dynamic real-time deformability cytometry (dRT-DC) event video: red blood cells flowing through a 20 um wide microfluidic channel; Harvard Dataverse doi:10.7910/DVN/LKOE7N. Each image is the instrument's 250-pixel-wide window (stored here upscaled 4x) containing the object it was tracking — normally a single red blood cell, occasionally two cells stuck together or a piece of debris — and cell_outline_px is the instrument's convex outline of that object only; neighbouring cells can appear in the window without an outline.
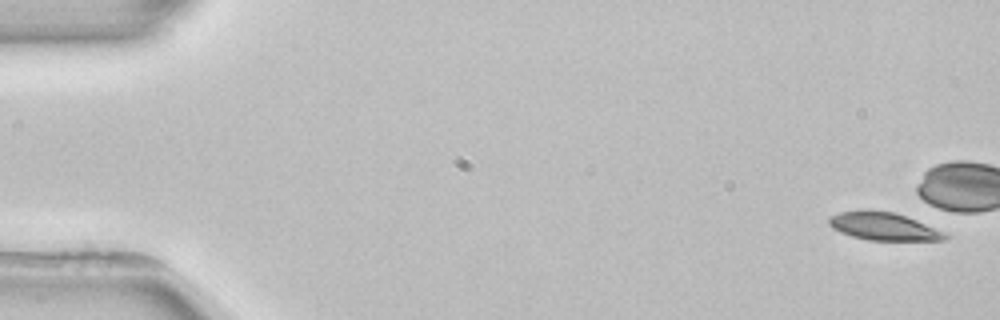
{"species": "common noctule bat (a hibernating species)", "species_latin": "Nyctalus noctula", "temperature_condition": "room temperature", "stored_images_in_passage": 5, "segment_of_instrument_passage": [1, 2], "camera_frame_rate_fps": 3000, "um_per_image_px": 0.085, "animal": {"sex": "female", "body_mass_g": 22.7, "forearm_length_mm": 54.2}, "frame": {"image": 1, "passage_image": 1, "time_ms": 0.0, "image_size_px": [1000, 320], "cell_outline_px": [[948, 236], [944, 240], [868, 240], [852, 236], [840, 232], [832, 228], [828, 224], [828, 216], [840, 212], [896, 212], [916, 220]], "centroid_in_image_um": [75.03, 19.26], "position_along_channel_um": 10.0, "area_um2": 18.03}}